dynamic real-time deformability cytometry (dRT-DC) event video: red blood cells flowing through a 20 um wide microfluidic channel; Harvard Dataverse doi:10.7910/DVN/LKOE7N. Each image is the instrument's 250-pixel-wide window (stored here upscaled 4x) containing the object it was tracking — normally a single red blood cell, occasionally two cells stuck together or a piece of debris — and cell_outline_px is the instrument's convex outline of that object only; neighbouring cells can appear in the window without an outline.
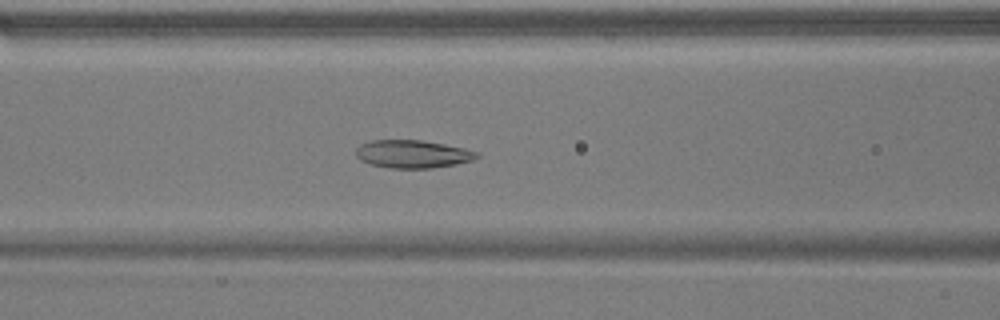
{"species": "common noctule bat (a hibernating species)", "species_latin": "Nyctalus noctula", "temperature_condition": "warm", "stored_images_in_passage": 52, "camera_frame_rate_fps": 3000, "um_per_image_px": 0.085, "animal": {"sex": "male", "body_mass_g": 17.9}, "frame": {"image": 1, "passage_image": 21, "time_ms": 6.667, "image_size_px": [1000, 320], "cell_outline_px": [[480, 156], [472, 160], [456, 164], [432, 168], [388, 168], [372, 164], [360, 160], [356, 156], [356, 148], [360, 144], [372, 140], [420, 140], [444, 144], [464, 148], [480, 152]], "centroid_in_image_um": [35.08, 13.09], "position_along_channel_um": 131.5, "area_um2": 19.71}}
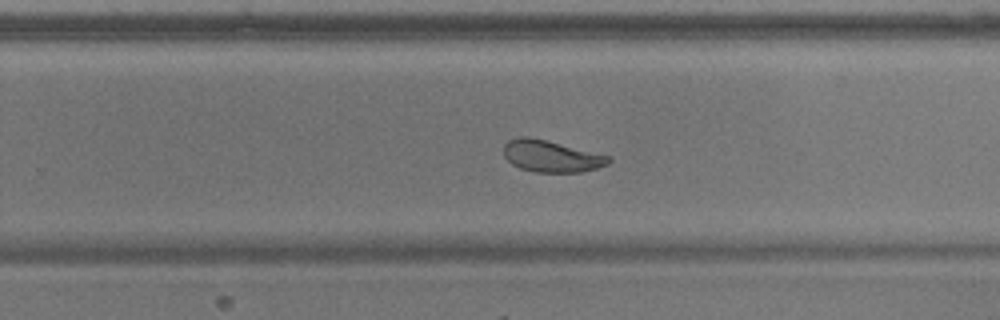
{"frame": {"image": 2, "passage_image": 33, "time_ms": 10.667, "image_size_px": [1000, 320], "cell_outline_px": [[612, 160], [608, 164], [596, 168], [580, 172], [536, 172], [520, 168], [512, 164], [504, 156], [504, 144], [508, 140], [520, 136], [528, 136], [608, 156]], "centroid_in_image_um": [46.81, 13.28], "position_along_channel_um": 283.0, "area_um2": 19.02}}
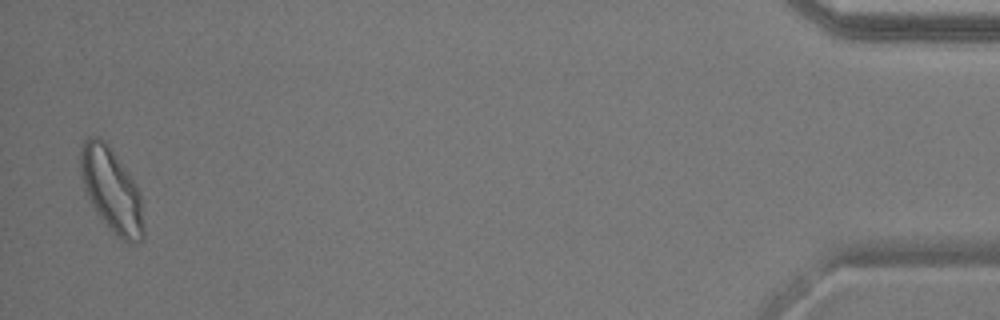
{"frame": {"image": 3, "passage_image": 51, "time_ms": 16.667, "image_size_px": [1000, 320], "cell_outline_px": [[144, 236], [140, 240], [128, 244], [120, 240], [116, 236], [96, 212], [84, 192], [80, 176], [80, 148], [84, 140], [88, 136], [96, 136], [104, 140], [108, 144], [128, 172], [140, 192], [144, 224]], "centroid_in_image_um": [9.46, 16.16], "position_along_channel_um": 425.7, "area_um2": 31.21}, "authors_computed_cell_mechanics": {"area_um2": 22.9466, "velocity_mm_per_s": 3.7949, "shape_relaxation_time_tau1_ms": 5.2643, "shape_relaxation_time_tau2_ms": 1.9896, "deformation_change_tau1": 0.1444, "deformation_change_tau2": 0.0741}}